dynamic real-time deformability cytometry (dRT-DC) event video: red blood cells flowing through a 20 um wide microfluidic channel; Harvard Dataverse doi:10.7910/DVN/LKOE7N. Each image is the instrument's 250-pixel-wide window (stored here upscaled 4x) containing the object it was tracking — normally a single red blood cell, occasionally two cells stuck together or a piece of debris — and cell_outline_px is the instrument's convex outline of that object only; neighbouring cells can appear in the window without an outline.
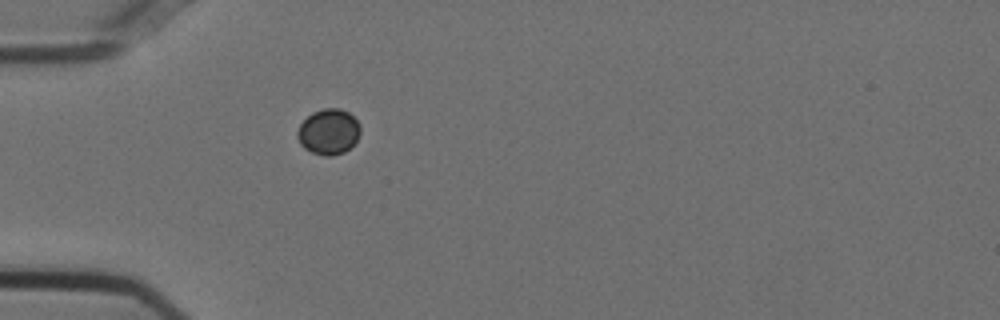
{"species": "Egyptian fruit bat (a non-hibernating species)", "species_latin": "Rousettus aegyptiacus", "temperature_condition": "cold", "stored_images_in_passage": 39, "camera_frame_rate_fps": 3000, "um_per_image_px": 0.085, "animal": {"sex": "female"}, "frame": {"image": 1, "passage_image": 1, "time_ms": 0.0, "image_size_px": [1000, 320], "cell_outline_px": [[360, 136], [344, 152], [332, 156], [324, 156], [312, 152], [304, 148], [300, 144], [296, 136], [296, 132], [300, 124], [312, 112], [324, 108], [340, 108], [348, 112], [360, 124]], "centroid_in_image_um": [27.91, 11.19], "position_along_channel_um": 57.1, "area_um2": 16.76}}
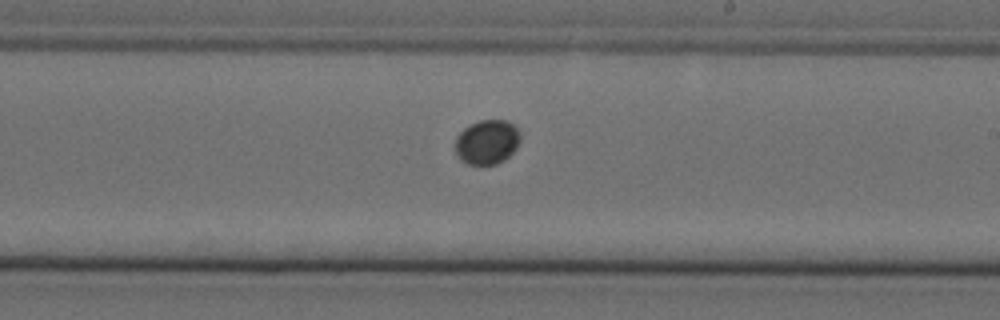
{"frame": {"image": 2, "passage_image": 17, "time_ms": 5.333, "image_size_px": [1000, 320], "cell_outline_px": [[520, 140], [516, 148], [504, 160], [496, 164], [468, 164], [460, 160], [456, 152], [456, 136], [468, 124], [480, 120], [508, 120], [520, 132]], "centroid_in_image_um": [41.39, 12.06], "position_along_channel_um": 247.6, "area_um2": 16.88}}
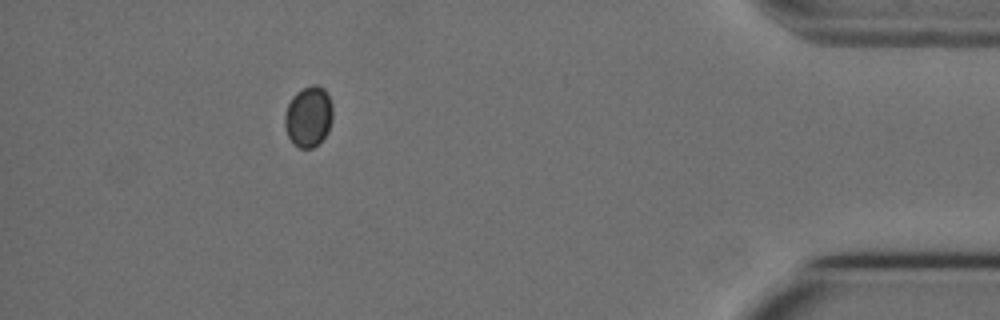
{"frame": {"image": 3, "passage_image": 34, "time_ms": 11.0, "image_size_px": [1000, 320], "cell_outline_px": [[332, 120], [328, 132], [312, 148], [300, 148], [288, 136], [284, 124], [284, 116], [288, 104], [292, 96], [296, 92], [312, 84], [316, 84], [324, 88], [332, 104]], "centroid_in_image_um": [26.22, 9.88], "position_along_channel_um": 409.0, "area_um2": 16.82}}